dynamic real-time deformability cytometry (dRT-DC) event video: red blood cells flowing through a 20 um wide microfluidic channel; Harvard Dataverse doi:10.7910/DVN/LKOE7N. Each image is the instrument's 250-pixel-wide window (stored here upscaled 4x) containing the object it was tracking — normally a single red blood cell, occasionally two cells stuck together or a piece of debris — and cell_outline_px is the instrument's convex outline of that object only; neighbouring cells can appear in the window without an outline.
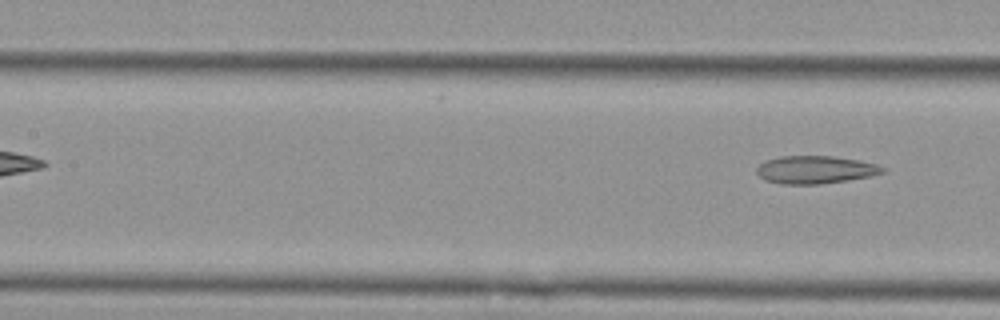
{"species": "Egyptian fruit bat (a non-hibernating species)", "species_latin": "Rousettus aegyptiacus", "temperature_condition": "cold", "stored_images_in_passage": 7, "camera_frame_rate_fps": 3000, "um_per_image_px": 0.085, "animal": {"sex": "female"}, "frame": {"image": 1, "passage_image": 7, "time_ms": 7.333, "image_size_px": [1000, 320], "cell_outline_px": [[884, 172], [868, 176], [848, 180], [820, 184], [780, 184], [764, 180], [756, 172], [756, 168], [764, 160], [780, 156], [832, 156], [860, 160], [876, 164], [884, 168]], "centroid_in_image_um": [69.25, 14.42], "position_along_channel_um": 138.2, "area_um2": 20.4}}